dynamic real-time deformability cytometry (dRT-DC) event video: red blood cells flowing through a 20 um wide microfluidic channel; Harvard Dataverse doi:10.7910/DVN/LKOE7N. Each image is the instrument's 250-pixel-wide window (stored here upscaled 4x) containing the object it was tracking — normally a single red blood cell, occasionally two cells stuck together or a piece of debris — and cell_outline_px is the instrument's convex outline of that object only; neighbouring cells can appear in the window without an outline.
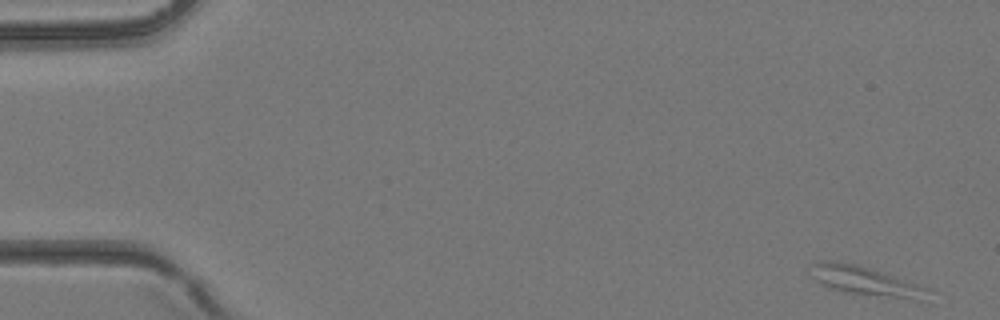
{"species": "common noctule bat (a hibernating species)", "species_latin": "Nyctalus noctula", "temperature_condition": "room temperature", "stored_images_in_passage": 4, "camera_frame_rate_fps": 3000, "um_per_image_px": 0.085, "animal": {"sex": "female", "body_mass_g": 24.6, "forearm_length_mm": 56.2}, "frame": {"image": 1, "passage_image": 1, "time_ms": 0.0, "image_size_px": [1000, 320], "cell_outline_px": [[924, 288], [920, 300], [916, 300], [848, 292], [832, 288], [816, 280], [812, 276], [812, 264], [820, 260], [836, 260], [856, 264], [916, 284]], "centroid_in_image_um": [73.4, 23.84], "position_along_channel_um": 11.6, "area_um2": 18.61}}